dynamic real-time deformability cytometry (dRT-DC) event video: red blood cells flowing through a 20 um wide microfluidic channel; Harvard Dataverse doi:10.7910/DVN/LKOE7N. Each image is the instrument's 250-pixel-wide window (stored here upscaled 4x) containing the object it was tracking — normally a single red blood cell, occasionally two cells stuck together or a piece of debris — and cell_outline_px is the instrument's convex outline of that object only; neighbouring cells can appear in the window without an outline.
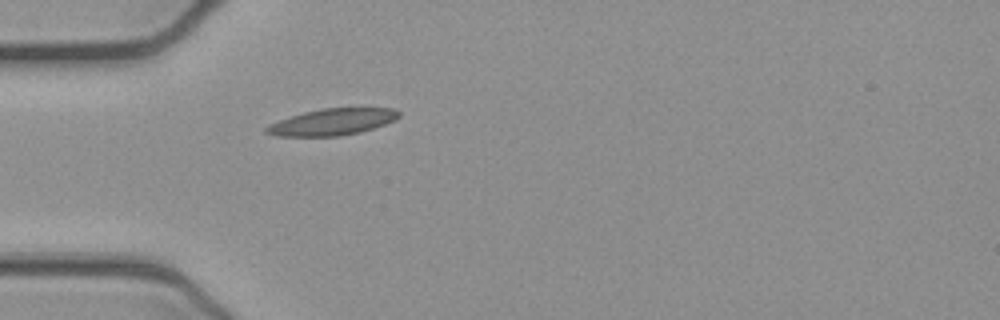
{"species": "common noctule bat (a hibernating species)", "species_latin": "Nyctalus noctula", "temperature_condition": "cold", "stored_images_in_passage": 34, "camera_frame_rate_fps": 3000, "um_per_image_px": 0.085, "animal": {"sex": "female", "body_mass_g": 21.9}, "frame": {"image": 1, "passage_image": 1, "time_ms": 0.0, "image_size_px": [1000, 320], "cell_outline_px": [[400, 116], [396, 120], [360, 132], [340, 136], [276, 136], [264, 132], [264, 128], [268, 124], [304, 112], [320, 108], [392, 108], [400, 112]], "centroid_in_image_um": [28.23, 10.36], "position_along_channel_um": 56.8, "area_um2": 20.46}}
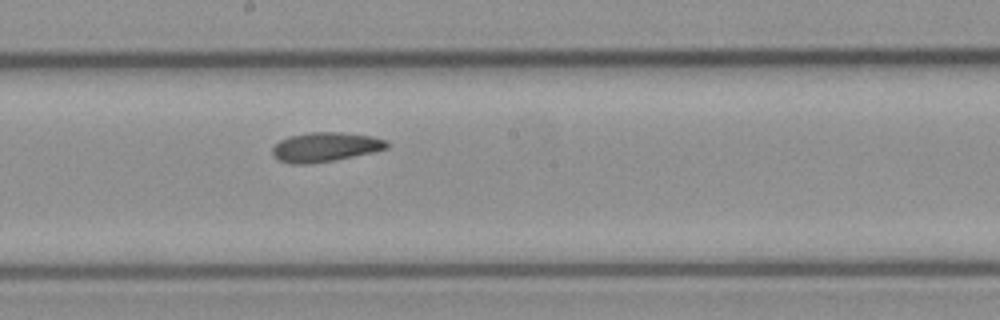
{"frame": {"image": 2, "passage_image": 14, "time_ms": 4.333, "image_size_px": [1000, 320], "cell_outline_px": [[388, 148], [372, 152], [336, 160], [312, 164], [288, 164], [272, 156], [272, 148], [280, 140], [288, 136], [308, 132], [340, 132], [372, 136], [388, 140]], "centroid_in_image_um": [27.63, 12.5], "position_along_channel_um": 220.6, "area_um2": 19.83}}
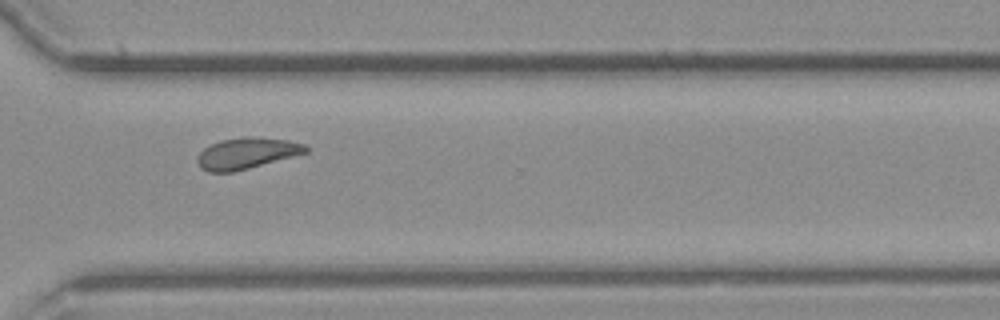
{"frame": {"image": 3, "passage_image": 24, "time_ms": 7.667, "image_size_px": [1000, 320], "cell_outline_px": [[308, 152], [248, 168], [232, 172], [208, 172], [200, 168], [196, 160], [200, 152], [204, 148], [220, 140], [244, 136], [252, 136], [288, 140], [304, 144], [308, 148]], "centroid_in_image_um": [20.94, 13.02], "position_along_channel_um": 349.7, "area_um2": 19.59}, "authors_computed_cell_mechanics": {"area_um2": 19.1318, "velocity_mm_per_s": 3.8903, "shape_relaxation_time_tau1_ms": null, "shape_relaxation_time_tau2_ms": 5.2346, "deformation_change_tau1": null, "deformation_change_tau2": 0.1161}}